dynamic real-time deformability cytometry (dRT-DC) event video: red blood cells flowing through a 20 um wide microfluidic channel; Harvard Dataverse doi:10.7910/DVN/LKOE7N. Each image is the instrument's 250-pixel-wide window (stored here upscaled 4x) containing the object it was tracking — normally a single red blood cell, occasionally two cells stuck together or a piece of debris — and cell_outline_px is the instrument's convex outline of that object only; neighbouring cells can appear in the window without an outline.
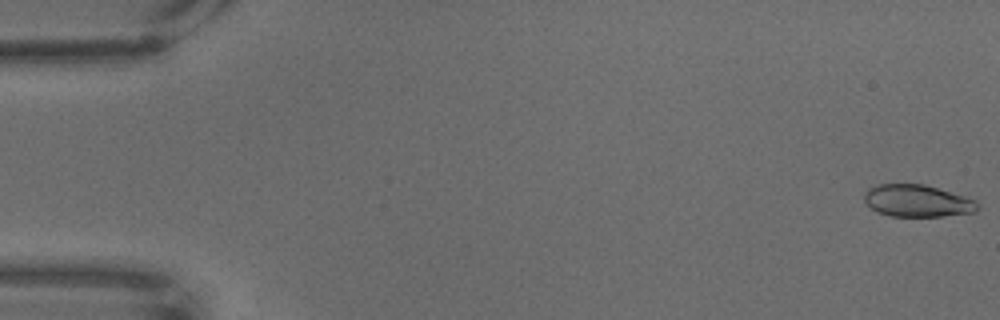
{"species": "common noctule bat (a hibernating species)", "species_latin": "Nyctalus noctula", "temperature_condition": "warm", "stored_images_in_passage": 68, "camera_frame_rate_fps": 3000, "um_per_image_px": 0.085, "animal": {"sex": "male", "body_mass_g": 18.8}, "frame": {"image": 1, "passage_image": 1, "time_ms": 0.0, "image_size_px": [1000, 320], "cell_outline_px": [[980, 208], [976, 212], [944, 216], [888, 216], [876, 212], [864, 200], [864, 192], [868, 188], [880, 184], [924, 184], [964, 196], [976, 200], [980, 204]], "centroid_in_image_um": [77.99, 17.08], "position_along_channel_um": 7.0, "area_um2": 21.33}}
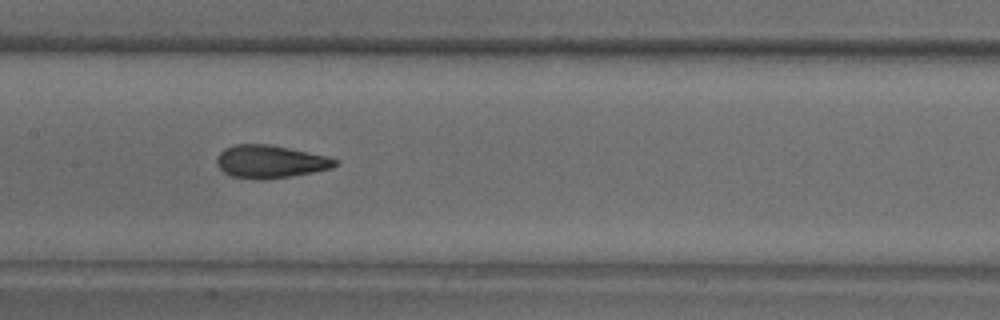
{"frame": {"image": 2, "passage_image": 34, "time_ms": 11.0, "image_size_px": [1000, 320], "cell_outline_px": [[340, 160], [332, 168], [292, 176], [260, 180], [232, 176], [224, 172], [216, 164], [216, 156], [224, 148], [232, 144], [268, 144], [328, 156]], "centroid_in_image_um": [22.95, 13.73], "position_along_channel_um": 184.5, "area_um2": 22.72}}
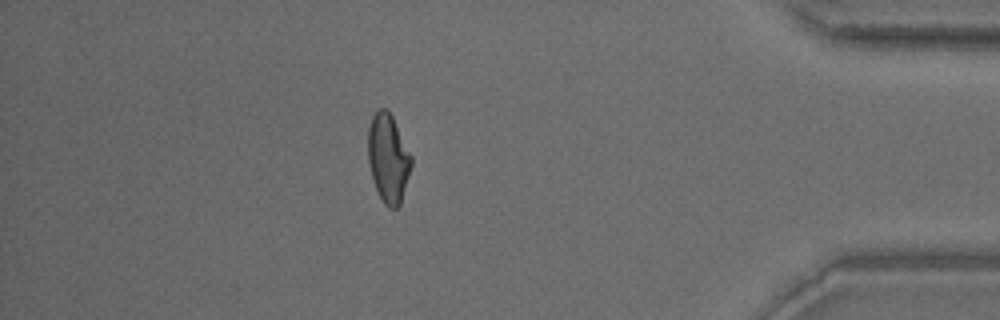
{"frame": {"image": 3, "passage_image": 60, "time_ms": 19.667, "image_size_px": [1000, 320], "cell_outline_px": [[412, 164], [400, 204], [396, 208], [388, 208], [384, 204], [376, 188], [368, 164], [368, 128], [372, 116], [376, 108], [388, 108], [412, 156]], "centroid_in_image_um": [32.99, 13.41], "position_along_channel_um": 402.2, "area_um2": 22.37}}